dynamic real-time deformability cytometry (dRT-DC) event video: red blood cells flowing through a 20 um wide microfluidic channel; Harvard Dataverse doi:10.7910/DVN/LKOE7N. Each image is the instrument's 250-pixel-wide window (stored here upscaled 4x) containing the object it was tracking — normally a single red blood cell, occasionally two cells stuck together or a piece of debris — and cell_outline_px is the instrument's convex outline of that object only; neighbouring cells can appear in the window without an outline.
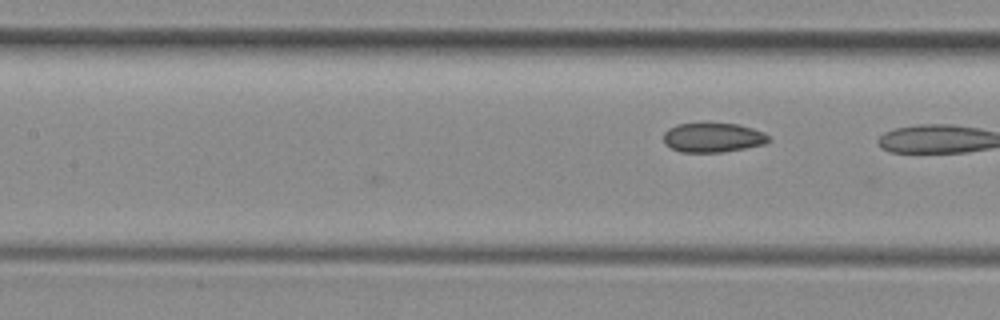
{"species": "common noctule bat (a hibernating species)", "species_latin": "Nyctalus noctula", "temperature_condition": "room temperature", "stored_images_in_passage": 5, "camera_frame_rate_fps": 3000, "um_per_image_px": 0.085, "animal": {"sex": "female", "body_mass_g": 29.2, "forearm_length_mm": 56.3}, "frame": {"image": 1, "passage_image": 5, "time_ms": 1.333, "image_size_px": [1000, 320], "cell_outline_px": [[772, 140], [764, 144], [724, 152], [680, 152], [664, 144], [664, 132], [668, 128], [676, 124], [736, 124], [752, 128], [764, 132]], "centroid_in_image_um": [60.59, 11.7], "position_along_channel_um": 146.8, "area_um2": 17.92}}